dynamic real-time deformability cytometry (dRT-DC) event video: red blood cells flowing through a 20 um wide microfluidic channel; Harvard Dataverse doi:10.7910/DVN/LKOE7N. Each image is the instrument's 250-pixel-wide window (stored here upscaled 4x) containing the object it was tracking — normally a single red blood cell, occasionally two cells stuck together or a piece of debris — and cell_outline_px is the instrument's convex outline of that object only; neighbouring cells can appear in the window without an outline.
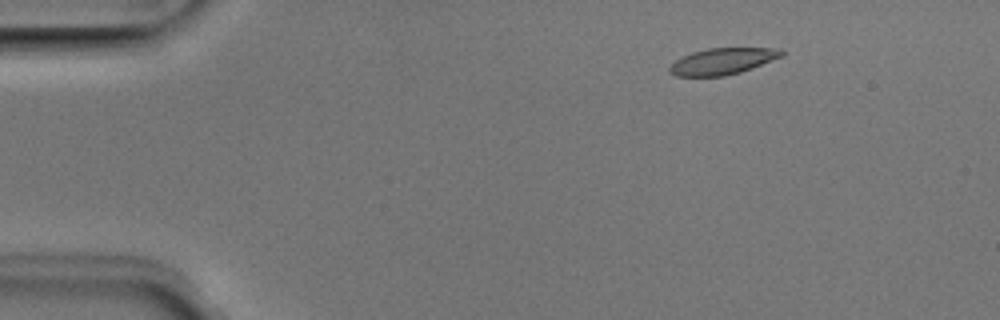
{"species": "Egyptian fruit bat (a non-hibernating species)", "species_latin": "Rousettus aegyptiacus", "temperature_condition": "room temperature", "stored_images_in_passage": 8, "segment_of_instrument_passage": [1, 2], "camera_frame_rate_fps": 3000, "um_per_image_px": 0.085, "animal": {"sex": "male"}, "frame": {"image": 1, "passage_image": 7, "time_ms": 2.0, "image_size_px": [1000, 320], "cell_outline_px": [[784, 56], [752, 68], [740, 72], [724, 76], [676, 76], [668, 72], [668, 68], [676, 60], [692, 52], [708, 48], [780, 48], [784, 52]], "centroid_in_image_um": [61.43, 5.2], "position_along_channel_um": 23.6, "area_um2": 17.22}}